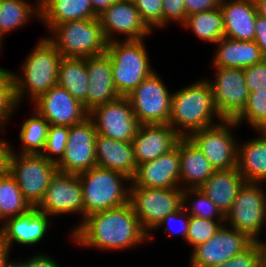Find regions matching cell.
I'll return each instance as SVG.
<instances>
[{"mask_svg":"<svg viewBox=\"0 0 266 267\" xmlns=\"http://www.w3.org/2000/svg\"><path fill=\"white\" fill-rule=\"evenodd\" d=\"M61 59L60 52L47 37L39 41L21 66L23 75L13 73L17 105L25 93L28 92L34 103L38 97L57 85Z\"/></svg>","mask_w":266,"mask_h":267,"instance_id":"cell-3","label":"cell"},{"mask_svg":"<svg viewBox=\"0 0 266 267\" xmlns=\"http://www.w3.org/2000/svg\"><path fill=\"white\" fill-rule=\"evenodd\" d=\"M134 5L151 31L153 27H163V0H135Z\"/></svg>","mask_w":266,"mask_h":267,"instance_id":"cell-40","label":"cell"},{"mask_svg":"<svg viewBox=\"0 0 266 267\" xmlns=\"http://www.w3.org/2000/svg\"><path fill=\"white\" fill-rule=\"evenodd\" d=\"M254 41L260 47L262 55L266 59V19L258 14L255 20Z\"/></svg>","mask_w":266,"mask_h":267,"instance_id":"cell-46","label":"cell"},{"mask_svg":"<svg viewBox=\"0 0 266 267\" xmlns=\"http://www.w3.org/2000/svg\"><path fill=\"white\" fill-rule=\"evenodd\" d=\"M225 221L239 232L247 234L253 241L266 222V194L261 183L245 182L239 189Z\"/></svg>","mask_w":266,"mask_h":267,"instance_id":"cell-10","label":"cell"},{"mask_svg":"<svg viewBox=\"0 0 266 267\" xmlns=\"http://www.w3.org/2000/svg\"><path fill=\"white\" fill-rule=\"evenodd\" d=\"M130 185L159 189L181 187L180 140L168 153L139 164Z\"/></svg>","mask_w":266,"mask_h":267,"instance_id":"cell-19","label":"cell"},{"mask_svg":"<svg viewBox=\"0 0 266 267\" xmlns=\"http://www.w3.org/2000/svg\"><path fill=\"white\" fill-rule=\"evenodd\" d=\"M98 19L108 43L119 40L115 39V33L126 35L125 40H143L152 32L133 2L116 0Z\"/></svg>","mask_w":266,"mask_h":267,"instance_id":"cell-18","label":"cell"},{"mask_svg":"<svg viewBox=\"0 0 266 267\" xmlns=\"http://www.w3.org/2000/svg\"><path fill=\"white\" fill-rule=\"evenodd\" d=\"M217 123L212 127L193 132L188 138L202 151L215 170L236 168L239 144L231 129L238 124L234 120L221 122L219 120Z\"/></svg>","mask_w":266,"mask_h":267,"instance_id":"cell-9","label":"cell"},{"mask_svg":"<svg viewBox=\"0 0 266 267\" xmlns=\"http://www.w3.org/2000/svg\"><path fill=\"white\" fill-rule=\"evenodd\" d=\"M253 242L247 234L222 225L208 241L193 248L190 267H213L223 264L243 252Z\"/></svg>","mask_w":266,"mask_h":267,"instance_id":"cell-15","label":"cell"},{"mask_svg":"<svg viewBox=\"0 0 266 267\" xmlns=\"http://www.w3.org/2000/svg\"><path fill=\"white\" fill-rule=\"evenodd\" d=\"M33 207L24 198L17 181L9 172L0 175V219L3 223L10 218L27 213Z\"/></svg>","mask_w":266,"mask_h":267,"instance_id":"cell-32","label":"cell"},{"mask_svg":"<svg viewBox=\"0 0 266 267\" xmlns=\"http://www.w3.org/2000/svg\"><path fill=\"white\" fill-rule=\"evenodd\" d=\"M94 122L88 116L69 127V138L62 159L56 164L63 173L80 174L96 166Z\"/></svg>","mask_w":266,"mask_h":267,"instance_id":"cell-14","label":"cell"},{"mask_svg":"<svg viewBox=\"0 0 266 267\" xmlns=\"http://www.w3.org/2000/svg\"><path fill=\"white\" fill-rule=\"evenodd\" d=\"M48 216L33 207L27 213L7 219L0 229V240L10 249L14 242L23 246L35 245L48 231L50 224Z\"/></svg>","mask_w":266,"mask_h":267,"instance_id":"cell-21","label":"cell"},{"mask_svg":"<svg viewBox=\"0 0 266 267\" xmlns=\"http://www.w3.org/2000/svg\"><path fill=\"white\" fill-rule=\"evenodd\" d=\"M93 12L99 16L107 10L116 0H90Z\"/></svg>","mask_w":266,"mask_h":267,"instance_id":"cell-49","label":"cell"},{"mask_svg":"<svg viewBox=\"0 0 266 267\" xmlns=\"http://www.w3.org/2000/svg\"><path fill=\"white\" fill-rule=\"evenodd\" d=\"M224 37L237 41H254L257 10L254 0H222Z\"/></svg>","mask_w":266,"mask_h":267,"instance_id":"cell-23","label":"cell"},{"mask_svg":"<svg viewBox=\"0 0 266 267\" xmlns=\"http://www.w3.org/2000/svg\"><path fill=\"white\" fill-rule=\"evenodd\" d=\"M260 267H266V252L263 254L261 258Z\"/></svg>","mask_w":266,"mask_h":267,"instance_id":"cell-53","label":"cell"},{"mask_svg":"<svg viewBox=\"0 0 266 267\" xmlns=\"http://www.w3.org/2000/svg\"><path fill=\"white\" fill-rule=\"evenodd\" d=\"M12 71L0 67V130L17 108L14 95V77Z\"/></svg>","mask_w":266,"mask_h":267,"instance_id":"cell-37","label":"cell"},{"mask_svg":"<svg viewBox=\"0 0 266 267\" xmlns=\"http://www.w3.org/2000/svg\"><path fill=\"white\" fill-rule=\"evenodd\" d=\"M183 26L207 42L216 43L224 38V21L220 7L187 16Z\"/></svg>","mask_w":266,"mask_h":267,"instance_id":"cell-33","label":"cell"},{"mask_svg":"<svg viewBox=\"0 0 266 267\" xmlns=\"http://www.w3.org/2000/svg\"><path fill=\"white\" fill-rule=\"evenodd\" d=\"M193 195L196 197V200L190 198V196ZM187 204L192 206L191 210L187 207ZM183 207L191 217L211 220H214L213 217H215V219L218 220H225V215L200 188H188L183 190Z\"/></svg>","mask_w":266,"mask_h":267,"instance_id":"cell-35","label":"cell"},{"mask_svg":"<svg viewBox=\"0 0 266 267\" xmlns=\"http://www.w3.org/2000/svg\"><path fill=\"white\" fill-rule=\"evenodd\" d=\"M33 112L20 129L21 154H42L45 149L50 124L35 110Z\"/></svg>","mask_w":266,"mask_h":267,"instance_id":"cell-34","label":"cell"},{"mask_svg":"<svg viewBox=\"0 0 266 267\" xmlns=\"http://www.w3.org/2000/svg\"><path fill=\"white\" fill-rule=\"evenodd\" d=\"M36 208L50 216L78 212L83 218V189L79 176L57 171Z\"/></svg>","mask_w":266,"mask_h":267,"instance_id":"cell-16","label":"cell"},{"mask_svg":"<svg viewBox=\"0 0 266 267\" xmlns=\"http://www.w3.org/2000/svg\"><path fill=\"white\" fill-rule=\"evenodd\" d=\"M182 137L167 124H140L132 140L137 166L174 149Z\"/></svg>","mask_w":266,"mask_h":267,"instance_id":"cell-20","label":"cell"},{"mask_svg":"<svg viewBox=\"0 0 266 267\" xmlns=\"http://www.w3.org/2000/svg\"><path fill=\"white\" fill-rule=\"evenodd\" d=\"M222 223H225V220H211L190 216L186 242L192 245L193 248L205 243L216 234Z\"/></svg>","mask_w":266,"mask_h":267,"instance_id":"cell-38","label":"cell"},{"mask_svg":"<svg viewBox=\"0 0 266 267\" xmlns=\"http://www.w3.org/2000/svg\"><path fill=\"white\" fill-rule=\"evenodd\" d=\"M88 116L98 135L124 142H132L140 125L129 98L123 96L94 108Z\"/></svg>","mask_w":266,"mask_h":267,"instance_id":"cell-12","label":"cell"},{"mask_svg":"<svg viewBox=\"0 0 266 267\" xmlns=\"http://www.w3.org/2000/svg\"><path fill=\"white\" fill-rule=\"evenodd\" d=\"M214 116L224 120L215 107L212 89L206 79L172 93L168 124L182 138L216 125Z\"/></svg>","mask_w":266,"mask_h":267,"instance_id":"cell-2","label":"cell"},{"mask_svg":"<svg viewBox=\"0 0 266 267\" xmlns=\"http://www.w3.org/2000/svg\"><path fill=\"white\" fill-rule=\"evenodd\" d=\"M57 85L65 88L86 110L89 89L86 58L62 57L59 64Z\"/></svg>","mask_w":266,"mask_h":267,"instance_id":"cell-30","label":"cell"},{"mask_svg":"<svg viewBox=\"0 0 266 267\" xmlns=\"http://www.w3.org/2000/svg\"><path fill=\"white\" fill-rule=\"evenodd\" d=\"M243 70L249 93L257 89H266V59Z\"/></svg>","mask_w":266,"mask_h":267,"instance_id":"cell-42","label":"cell"},{"mask_svg":"<svg viewBox=\"0 0 266 267\" xmlns=\"http://www.w3.org/2000/svg\"><path fill=\"white\" fill-rule=\"evenodd\" d=\"M71 234L80 246L103 251L134 248L148 241V233L130 203L88 215Z\"/></svg>","mask_w":266,"mask_h":267,"instance_id":"cell-1","label":"cell"},{"mask_svg":"<svg viewBox=\"0 0 266 267\" xmlns=\"http://www.w3.org/2000/svg\"><path fill=\"white\" fill-rule=\"evenodd\" d=\"M57 171V165L42 154L18 155L11 148L8 172L17 181L24 198L32 207H36L43 199L49 182Z\"/></svg>","mask_w":266,"mask_h":267,"instance_id":"cell-7","label":"cell"},{"mask_svg":"<svg viewBox=\"0 0 266 267\" xmlns=\"http://www.w3.org/2000/svg\"><path fill=\"white\" fill-rule=\"evenodd\" d=\"M10 247L0 240V267H5L8 261Z\"/></svg>","mask_w":266,"mask_h":267,"instance_id":"cell-50","label":"cell"},{"mask_svg":"<svg viewBox=\"0 0 266 267\" xmlns=\"http://www.w3.org/2000/svg\"><path fill=\"white\" fill-rule=\"evenodd\" d=\"M68 138V126L50 125L47 135V142L42 155L49 161L57 164L62 159L66 150ZM52 154L58 157H54Z\"/></svg>","mask_w":266,"mask_h":267,"instance_id":"cell-39","label":"cell"},{"mask_svg":"<svg viewBox=\"0 0 266 267\" xmlns=\"http://www.w3.org/2000/svg\"><path fill=\"white\" fill-rule=\"evenodd\" d=\"M214 171L202 151L189 138L180 139V185H184L180 187L182 190L199 188Z\"/></svg>","mask_w":266,"mask_h":267,"instance_id":"cell-27","label":"cell"},{"mask_svg":"<svg viewBox=\"0 0 266 267\" xmlns=\"http://www.w3.org/2000/svg\"><path fill=\"white\" fill-rule=\"evenodd\" d=\"M2 41H3V39L0 37V49H1V47H2L1 45L3 43Z\"/></svg>","mask_w":266,"mask_h":267,"instance_id":"cell-56","label":"cell"},{"mask_svg":"<svg viewBox=\"0 0 266 267\" xmlns=\"http://www.w3.org/2000/svg\"><path fill=\"white\" fill-rule=\"evenodd\" d=\"M257 14L266 19V0H254Z\"/></svg>","mask_w":266,"mask_h":267,"instance_id":"cell-51","label":"cell"},{"mask_svg":"<svg viewBox=\"0 0 266 267\" xmlns=\"http://www.w3.org/2000/svg\"><path fill=\"white\" fill-rule=\"evenodd\" d=\"M186 18L183 0H163V27L171 21L184 24Z\"/></svg>","mask_w":266,"mask_h":267,"instance_id":"cell-44","label":"cell"},{"mask_svg":"<svg viewBox=\"0 0 266 267\" xmlns=\"http://www.w3.org/2000/svg\"><path fill=\"white\" fill-rule=\"evenodd\" d=\"M189 218L190 216L188 215V213L185 211L184 207L182 206L179 210L169 213L166 217H164L153 230L161 226H164L166 224L167 227L164 228L163 231L169 232V235L178 233V235H181L183 239H185L186 241L187 233H188V226H189ZM176 221L179 224L178 226H181L180 228L182 229L181 230L178 229V231L174 233L175 230L173 231L172 228H169L171 227L169 225L177 223ZM172 226L174 227V225Z\"/></svg>","mask_w":266,"mask_h":267,"instance_id":"cell-43","label":"cell"},{"mask_svg":"<svg viewBox=\"0 0 266 267\" xmlns=\"http://www.w3.org/2000/svg\"><path fill=\"white\" fill-rule=\"evenodd\" d=\"M215 44L218 45L213 57L215 67L244 69L265 59L255 41H237L224 37Z\"/></svg>","mask_w":266,"mask_h":267,"instance_id":"cell-25","label":"cell"},{"mask_svg":"<svg viewBox=\"0 0 266 267\" xmlns=\"http://www.w3.org/2000/svg\"><path fill=\"white\" fill-rule=\"evenodd\" d=\"M22 262L24 267H60L52 258L46 254H36Z\"/></svg>","mask_w":266,"mask_h":267,"instance_id":"cell-47","label":"cell"},{"mask_svg":"<svg viewBox=\"0 0 266 267\" xmlns=\"http://www.w3.org/2000/svg\"><path fill=\"white\" fill-rule=\"evenodd\" d=\"M78 176L83 189V220L129 203L130 188L123 182L131 183V179L125 174L96 165Z\"/></svg>","mask_w":266,"mask_h":267,"instance_id":"cell-4","label":"cell"},{"mask_svg":"<svg viewBox=\"0 0 266 267\" xmlns=\"http://www.w3.org/2000/svg\"><path fill=\"white\" fill-rule=\"evenodd\" d=\"M129 188V203L142 228L148 233L150 241L151 232L158 223L169 213L183 206V190L180 187L159 189L131 186Z\"/></svg>","mask_w":266,"mask_h":267,"instance_id":"cell-8","label":"cell"},{"mask_svg":"<svg viewBox=\"0 0 266 267\" xmlns=\"http://www.w3.org/2000/svg\"><path fill=\"white\" fill-rule=\"evenodd\" d=\"M244 119L255 130L266 131V89L249 93L245 108L234 121L239 125Z\"/></svg>","mask_w":266,"mask_h":267,"instance_id":"cell-36","label":"cell"},{"mask_svg":"<svg viewBox=\"0 0 266 267\" xmlns=\"http://www.w3.org/2000/svg\"><path fill=\"white\" fill-rule=\"evenodd\" d=\"M35 111L50 125L72 126L86 119L89 113L63 87L53 86L35 101Z\"/></svg>","mask_w":266,"mask_h":267,"instance_id":"cell-17","label":"cell"},{"mask_svg":"<svg viewBox=\"0 0 266 267\" xmlns=\"http://www.w3.org/2000/svg\"><path fill=\"white\" fill-rule=\"evenodd\" d=\"M50 32L54 36L47 39L62 57L88 58L106 53L108 42L98 17L60 23Z\"/></svg>","mask_w":266,"mask_h":267,"instance_id":"cell-6","label":"cell"},{"mask_svg":"<svg viewBox=\"0 0 266 267\" xmlns=\"http://www.w3.org/2000/svg\"><path fill=\"white\" fill-rule=\"evenodd\" d=\"M5 267H24V266H23L22 262L17 263V262L11 261V262L7 263Z\"/></svg>","mask_w":266,"mask_h":267,"instance_id":"cell-52","label":"cell"},{"mask_svg":"<svg viewBox=\"0 0 266 267\" xmlns=\"http://www.w3.org/2000/svg\"><path fill=\"white\" fill-rule=\"evenodd\" d=\"M213 267H231L230 260L226 261L223 264H219V265H216V266H213Z\"/></svg>","mask_w":266,"mask_h":267,"instance_id":"cell-54","label":"cell"},{"mask_svg":"<svg viewBox=\"0 0 266 267\" xmlns=\"http://www.w3.org/2000/svg\"><path fill=\"white\" fill-rule=\"evenodd\" d=\"M127 97L139 124L168 123L172 94L157 73L145 78Z\"/></svg>","mask_w":266,"mask_h":267,"instance_id":"cell-11","label":"cell"},{"mask_svg":"<svg viewBox=\"0 0 266 267\" xmlns=\"http://www.w3.org/2000/svg\"><path fill=\"white\" fill-rule=\"evenodd\" d=\"M90 0H40V20L50 31L55 25L97 18Z\"/></svg>","mask_w":266,"mask_h":267,"instance_id":"cell-28","label":"cell"},{"mask_svg":"<svg viewBox=\"0 0 266 267\" xmlns=\"http://www.w3.org/2000/svg\"><path fill=\"white\" fill-rule=\"evenodd\" d=\"M96 165L121 172L132 179L137 171L132 142L96 136Z\"/></svg>","mask_w":266,"mask_h":267,"instance_id":"cell-24","label":"cell"},{"mask_svg":"<svg viewBox=\"0 0 266 267\" xmlns=\"http://www.w3.org/2000/svg\"><path fill=\"white\" fill-rule=\"evenodd\" d=\"M258 138L238 145L237 168L246 182L266 181V131Z\"/></svg>","mask_w":266,"mask_h":267,"instance_id":"cell-29","label":"cell"},{"mask_svg":"<svg viewBox=\"0 0 266 267\" xmlns=\"http://www.w3.org/2000/svg\"><path fill=\"white\" fill-rule=\"evenodd\" d=\"M32 5V6H31ZM26 0H0V37L22 27L35 14L40 18V0L33 4Z\"/></svg>","mask_w":266,"mask_h":267,"instance_id":"cell-31","label":"cell"},{"mask_svg":"<svg viewBox=\"0 0 266 267\" xmlns=\"http://www.w3.org/2000/svg\"><path fill=\"white\" fill-rule=\"evenodd\" d=\"M120 1H127V2H133L134 3L135 0H120Z\"/></svg>","mask_w":266,"mask_h":267,"instance_id":"cell-55","label":"cell"},{"mask_svg":"<svg viewBox=\"0 0 266 267\" xmlns=\"http://www.w3.org/2000/svg\"><path fill=\"white\" fill-rule=\"evenodd\" d=\"M10 153V144L0 139V175L8 172V161Z\"/></svg>","mask_w":266,"mask_h":267,"instance_id":"cell-48","label":"cell"},{"mask_svg":"<svg viewBox=\"0 0 266 267\" xmlns=\"http://www.w3.org/2000/svg\"><path fill=\"white\" fill-rule=\"evenodd\" d=\"M86 70L89 79L86 99L88 113L94 108L120 97L113 82L110 57L106 53L86 58Z\"/></svg>","mask_w":266,"mask_h":267,"instance_id":"cell-22","label":"cell"},{"mask_svg":"<svg viewBox=\"0 0 266 267\" xmlns=\"http://www.w3.org/2000/svg\"><path fill=\"white\" fill-rule=\"evenodd\" d=\"M215 81L207 80L212 89L215 107L224 120H234L248 102L244 70L215 67Z\"/></svg>","mask_w":266,"mask_h":267,"instance_id":"cell-13","label":"cell"},{"mask_svg":"<svg viewBox=\"0 0 266 267\" xmlns=\"http://www.w3.org/2000/svg\"><path fill=\"white\" fill-rule=\"evenodd\" d=\"M264 253V242L260 240L254 241L247 249L230 259L231 267H260Z\"/></svg>","mask_w":266,"mask_h":267,"instance_id":"cell-41","label":"cell"},{"mask_svg":"<svg viewBox=\"0 0 266 267\" xmlns=\"http://www.w3.org/2000/svg\"><path fill=\"white\" fill-rule=\"evenodd\" d=\"M143 40H115L107 44L115 89L120 96L127 97L154 71Z\"/></svg>","mask_w":266,"mask_h":267,"instance_id":"cell-5","label":"cell"},{"mask_svg":"<svg viewBox=\"0 0 266 267\" xmlns=\"http://www.w3.org/2000/svg\"><path fill=\"white\" fill-rule=\"evenodd\" d=\"M187 16L219 7L222 0H183Z\"/></svg>","mask_w":266,"mask_h":267,"instance_id":"cell-45","label":"cell"},{"mask_svg":"<svg viewBox=\"0 0 266 267\" xmlns=\"http://www.w3.org/2000/svg\"><path fill=\"white\" fill-rule=\"evenodd\" d=\"M246 181L238 168L215 170L199 187L226 215L232 208L239 189Z\"/></svg>","mask_w":266,"mask_h":267,"instance_id":"cell-26","label":"cell"}]
</instances>
